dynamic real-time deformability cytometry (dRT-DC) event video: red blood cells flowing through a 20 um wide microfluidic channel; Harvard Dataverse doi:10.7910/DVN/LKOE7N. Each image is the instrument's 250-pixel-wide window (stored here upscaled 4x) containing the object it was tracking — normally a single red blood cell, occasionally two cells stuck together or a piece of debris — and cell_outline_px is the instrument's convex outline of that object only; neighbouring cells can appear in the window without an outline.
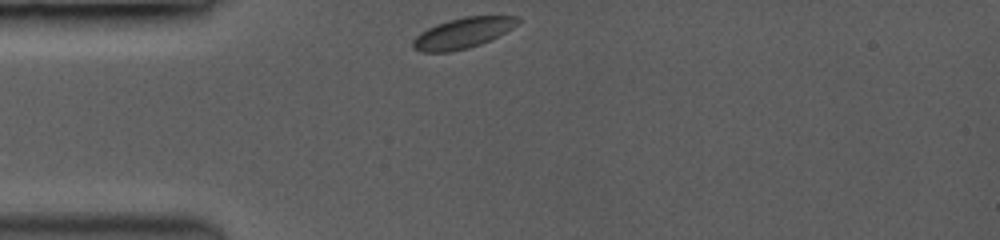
{"species": "common noctule bat (a hibernating species)", "species_latin": "Nyctalus noctula", "temperature_condition": "room temperature", "stored_images_in_passage": 36, "camera_frame_rate_fps": 3500, "um_per_image_px": 0.085, "animal": {"sex": "female", "body_mass_g": 19.0, "forearm_length_mm": 53.3}, "frame": {"image": 1, "passage_image": 1, "time_ms": 0.0, "image_size_px": [1000, 240], "cell_outline_px": [[520, 20], [512, 28], [480, 44], [468, 48], [448, 52], [420, 52], [412, 48], [412, 40], [420, 32], [436, 24], [448, 20], [464, 16], [520, 16]], "centroid_in_image_um": [39.28, 2.81], "position_along_channel_um": 45.7, "area_um2": 18.55}}
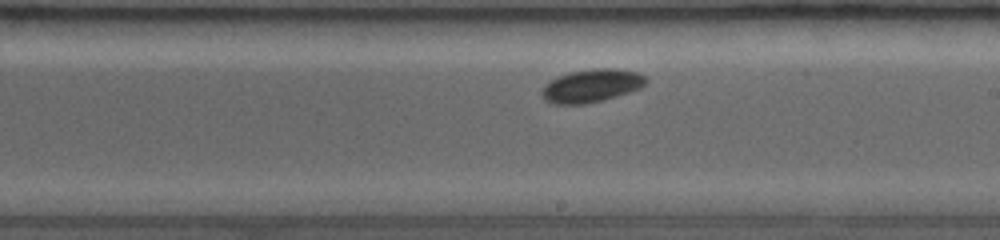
{"frame": {"image": 2, "passage_image": 20, "time_ms": 5.429, "image_size_px": [1000, 240], "cell_outline_px": [[648, 80], [640, 88], [600, 100], [584, 104], [556, 104], [548, 100], [540, 92], [552, 80], [560, 76], [572, 72], [592, 68], [616, 68], [640, 72]], "centroid_in_image_um": [50.33, 7.26], "position_along_channel_um": 238.7, "area_um2": 19.48}}
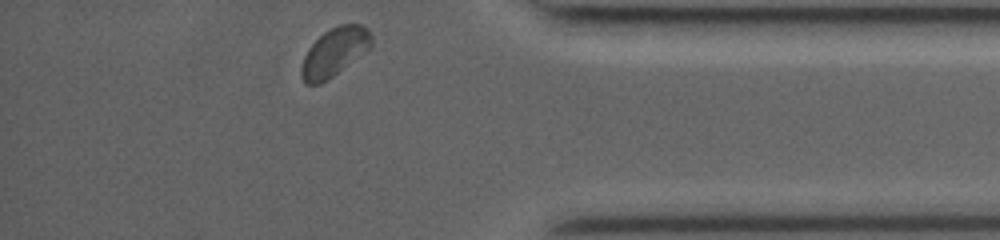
{"frame": {"image": 3, "passage_image": 36, "time_ms": 10.0, "image_size_px": [1000, 240], "cell_outline_px": [[372, 44], [364, 52], [332, 76], [320, 84], [304, 84], [300, 72], [300, 68], [304, 56], [308, 48], [324, 32], [340, 24], [360, 24], [368, 28], [372, 36]], "centroid_in_image_um": [28.41, 4.42], "position_along_channel_um": 406.8, "area_um2": 19.42}, "authors_computed_cell_mechanics": {"area_um2": 18.9006, "velocity_mm_per_s": 3.8933, "shape_relaxation_time_tau1_ms": 3.5335, "shape_relaxation_time_tau2_ms": null, "deformation_change_tau1": 0.0686, "deformation_change_tau2": null}}